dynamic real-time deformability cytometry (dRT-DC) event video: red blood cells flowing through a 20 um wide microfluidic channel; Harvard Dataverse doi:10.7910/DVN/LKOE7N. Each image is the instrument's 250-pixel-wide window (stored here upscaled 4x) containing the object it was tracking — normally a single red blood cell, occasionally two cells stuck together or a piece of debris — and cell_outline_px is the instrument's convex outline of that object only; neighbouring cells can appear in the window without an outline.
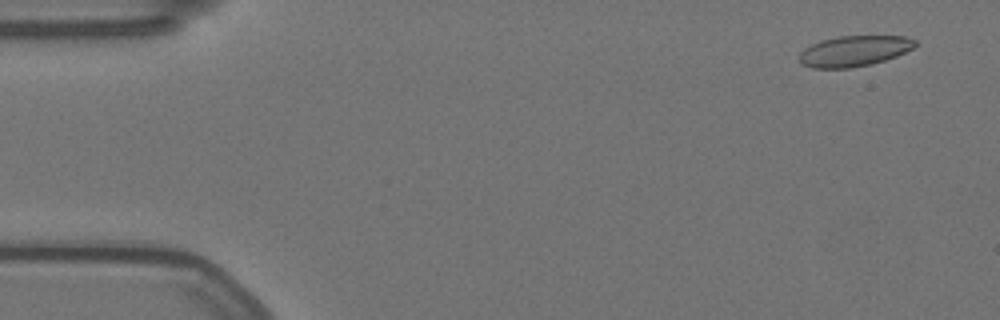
{"species": "Egyptian fruit bat (a non-hibernating species)", "species_latin": "Rousettus aegyptiacus", "temperature_condition": "warm", "stored_images_in_passage": 57, "camera_frame_rate_fps": 3000, "um_per_image_px": 0.085, "animal": {"sex": "female"}, "frame": {"image": 1, "passage_image": 3, "time_ms": 0.667, "image_size_px": [1000, 320], "cell_outline_px": [[916, 44], [912, 48], [896, 56], [872, 64], [852, 68], [812, 68], [800, 64], [800, 52], [804, 48], [820, 40], [840, 36], [904, 36], [916, 40]], "centroid_in_image_um": [72.57, 4.34], "position_along_channel_um": 12.4, "area_um2": 20.69}}
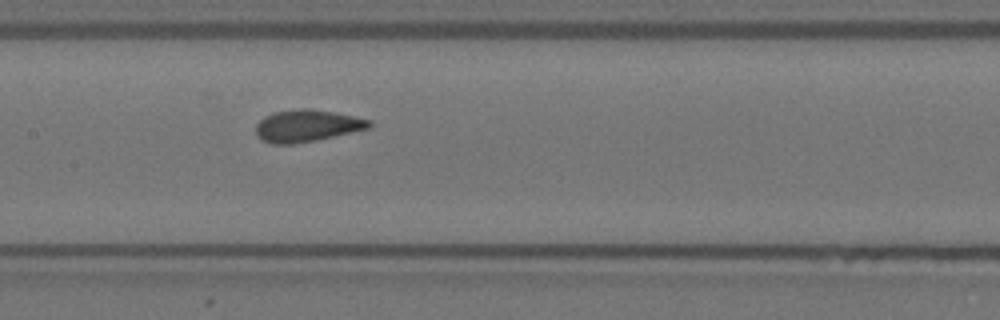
{"frame": {"image": 2, "passage_image": 27, "time_ms": 8.667, "image_size_px": [1000, 320], "cell_outline_px": [[372, 124], [368, 128], [352, 132], [316, 140], [292, 144], [272, 144], [260, 140], [256, 136], [256, 124], [264, 116], [276, 112], [300, 108], [308, 108], [332, 112], [372, 120]], "centroid_in_image_um": [26.05, 10.7], "position_along_channel_um": 181.4, "area_um2": 21.04}}
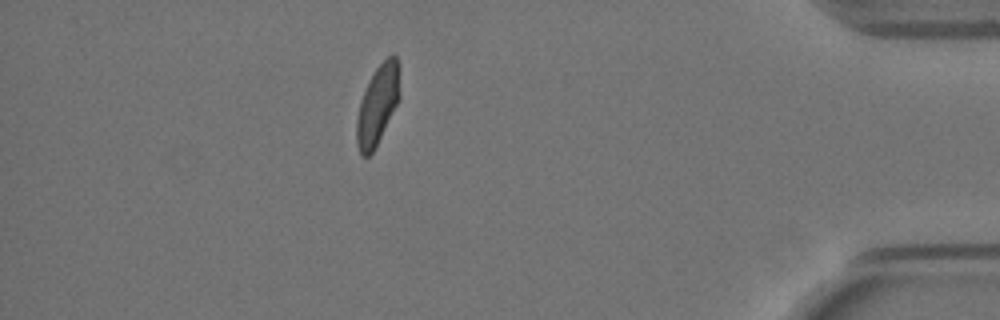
{"frame": {"image": 3, "passage_image": 50, "time_ms": 16.333, "image_size_px": [1000, 320], "cell_outline_px": [[400, 96], [372, 152], [368, 156], [360, 156], [356, 144], [356, 120], [360, 100], [376, 68], [388, 56], [396, 56], [400, 64]], "centroid_in_image_um": [32.09, 8.89], "position_along_channel_um": 403.1, "area_um2": 19.65}, "authors_computed_cell_mechanics": {"area_um2": 20.9236, "velocity_mm_per_s": 3.5184, "shape_relaxation_time_tau1_ms": 5.5281, "shape_relaxation_time_tau2_ms": 0.9132, "deformation_change_tau1": 0.1548, "deformation_change_tau2": 0.0629}}